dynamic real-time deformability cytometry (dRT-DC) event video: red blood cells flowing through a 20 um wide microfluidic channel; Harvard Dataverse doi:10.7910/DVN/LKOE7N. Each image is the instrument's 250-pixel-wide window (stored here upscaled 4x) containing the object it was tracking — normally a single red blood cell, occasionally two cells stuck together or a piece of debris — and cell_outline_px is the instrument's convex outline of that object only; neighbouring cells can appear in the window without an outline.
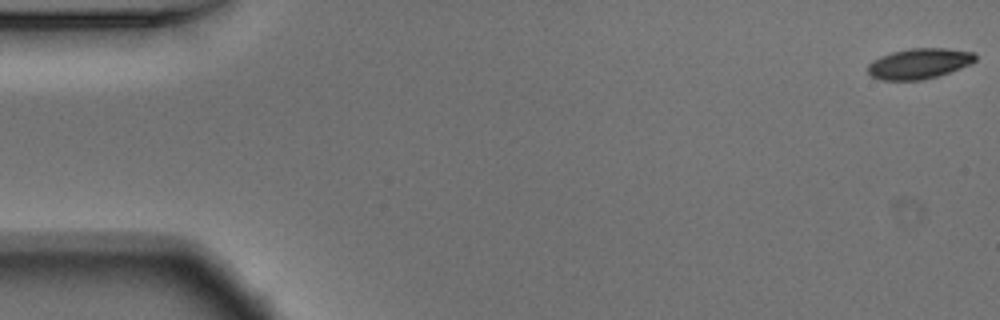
{"species": "Egyptian fruit bat (a non-hibernating species)", "species_latin": "Rousettus aegyptiacus", "temperature_condition": "warm", "stored_images_in_passage": 54, "camera_frame_rate_fps": 3000, "um_per_image_px": 0.085, "animal": {"sex": "male"}, "frame": {"image": 1, "passage_image": 1, "time_ms": 0.0, "image_size_px": [1000, 320], "cell_outline_px": [[976, 60], [960, 68], [936, 76], [920, 80], [880, 80], [872, 76], [868, 72], [868, 64], [872, 60], [880, 56], [892, 52], [908, 48], [948, 48], [976, 52]], "centroid_in_image_um": [78.11, 5.39], "position_along_channel_um": 6.9, "area_um2": 19.07}}
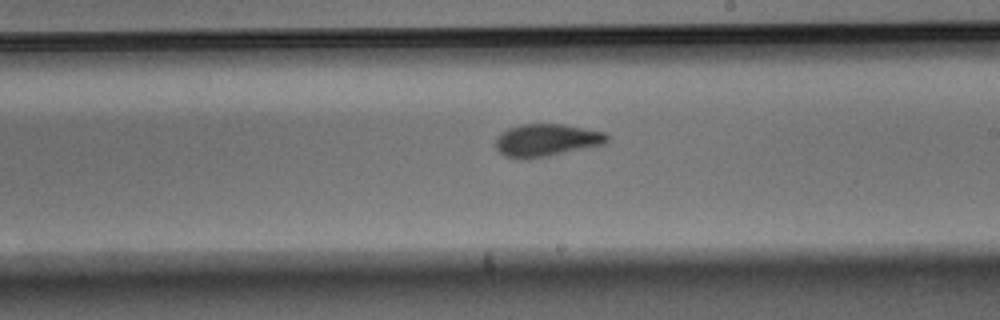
{"frame": {"image": 2, "passage_image": 31, "time_ms": 10.0, "image_size_px": [1000, 320], "cell_outline_px": [[608, 140], [604, 144], [548, 156], [528, 160], [520, 160], [504, 156], [496, 148], [496, 136], [500, 132], [508, 128], [520, 124], [564, 124], [604, 132], [608, 136]], "centroid_in_image_um": [46.4, 11.92], "position_along_channel_um": 242.6, "area_um2": 21.33}}
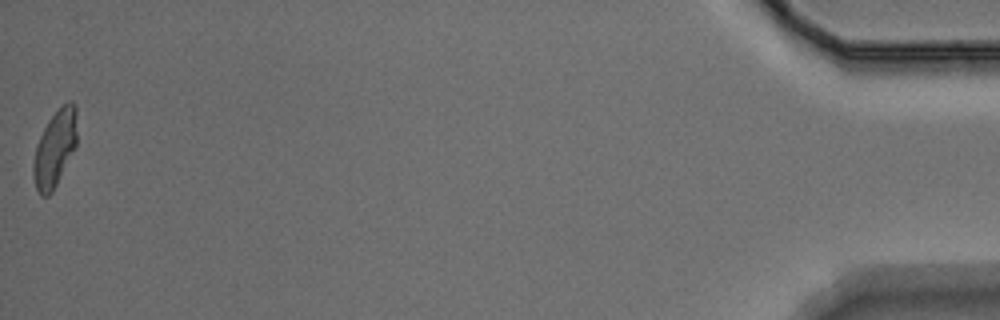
{"frame": {"image": 3, "passage_image": 54, "time_ms": 17.667, "image_size_px": [1000, 320], "cell_outline_px": [[76, 148], [52, 192], [48, 196], [40, 196], [36, 188], [32, 176], [32, 164], [36, 148], [40, 136], [48, 120], [68, 100], [72, 100], [76, 104]], "centroid_in_image_um": [4.66, 12.64], "position_along_channel_um": 430.5, "area_um2": 19.48}, "authors_computed_cell_mechanics": {"area_um2": 20.0566, "velocity_mm_per_s": 3.743, "shape_relaxation_time_tau1_ms": 3.1813, "shape_relaxation_time_tau2_ms": 1.8433, "deformation_change_tau1": 0.1577, "deformation_change_tau2": 0.0796}}